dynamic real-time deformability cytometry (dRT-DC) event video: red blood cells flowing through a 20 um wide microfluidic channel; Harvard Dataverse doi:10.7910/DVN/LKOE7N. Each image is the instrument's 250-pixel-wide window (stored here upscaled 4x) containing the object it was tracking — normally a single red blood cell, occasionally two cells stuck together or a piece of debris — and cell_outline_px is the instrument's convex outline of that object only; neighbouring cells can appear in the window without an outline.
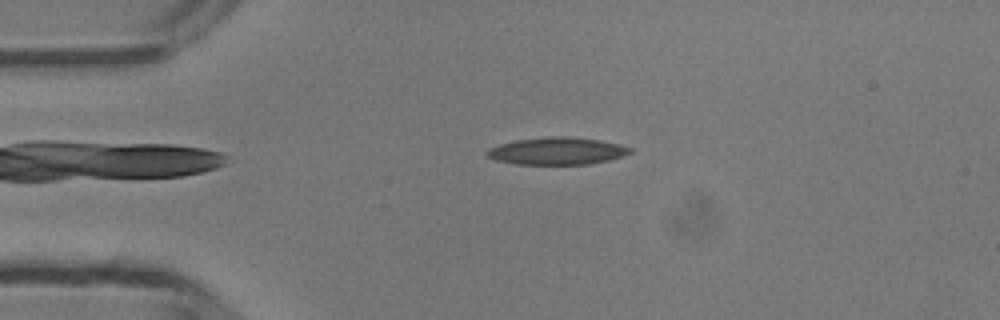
{"species": "common noctule bat (a hibernating species)", "species_latin": "Nyctalus noctula", "temperature_condition": "room temperature", "stored_images_in_passage": 33, "camera_frame_rate_fps": 3000, "um_per_image_px": 0.085, "animal": {"sex": "male", "body_mass_g": 13.3}, "frame": {"image": 1, "passage_image": 1, "time_ms": 0.0, "image_size_px": [1000, 320], "cell_outline_px": [[632, 152], [608, 160], [588, 164], [516, 164], [496, 160], [488, 156], [484, 152], [488, 148], [500, 144], [516, 140], [548, 136], [568, 136], [600, 140], [620, 144], [632, 148]], "centroid_in_image_um": [47.33, 12.82], "position_along_channel_um": 37.7, "area_um2": 22.72}}
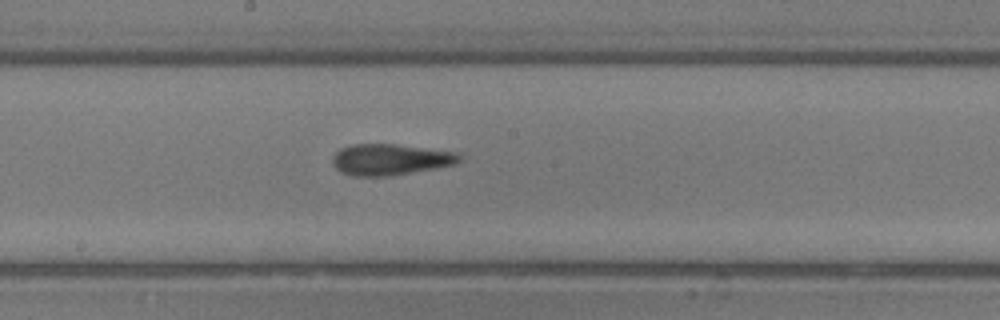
{"frame": {"image": 2, "passage_image": 16, "time_ms": 5.0, "image_size_px": [1000, 320], "cell_outline_px": [[464, 156], [456, 164], [436, 168], [388, 176], [352, 176], [340, 172], [332, 164], [332, 156], [340, 148], [352, 144], [396, 144], [460, 152]], "centroid_in_image_um": [33.19, 13.55], "position_along_channel_um": 215.0, "area_um2": 23.35}}
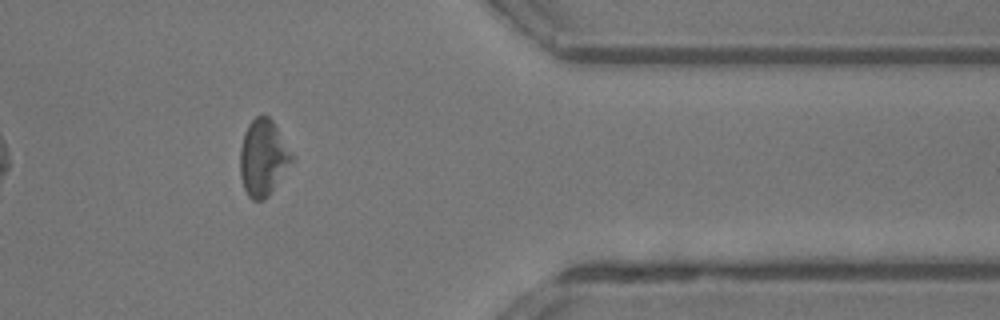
{"frame": {"image": 3, "passage_image": 30, "time_ms": 9.667, "image_size_px": [1000, 320], "cell_outline_px": [[296, 160], [268, 196], [264, 200], [252, 200], [248, 196], [244, 188], [240, 176], [240, 148], [244, 132], [248, 124], [256, 116], [268, 116], [272, 120], [296, 156]], "centroid_in_image_um": [22.41, 13.41], "position_along_channel_um": 389.0, "area_um2": 23.52}, "authors_computed_cell_mechanics": {"area_um2": 22.7154, "velocity_mm_per_s": 4.1724, "shape_relaxation_time_tau1_ms": 4.541, "shape_relaxation_time_tau2_ms": 4.3888, "deformation_change_tau1": 0.1021, "deformation_change_tau2": 0.1647}}